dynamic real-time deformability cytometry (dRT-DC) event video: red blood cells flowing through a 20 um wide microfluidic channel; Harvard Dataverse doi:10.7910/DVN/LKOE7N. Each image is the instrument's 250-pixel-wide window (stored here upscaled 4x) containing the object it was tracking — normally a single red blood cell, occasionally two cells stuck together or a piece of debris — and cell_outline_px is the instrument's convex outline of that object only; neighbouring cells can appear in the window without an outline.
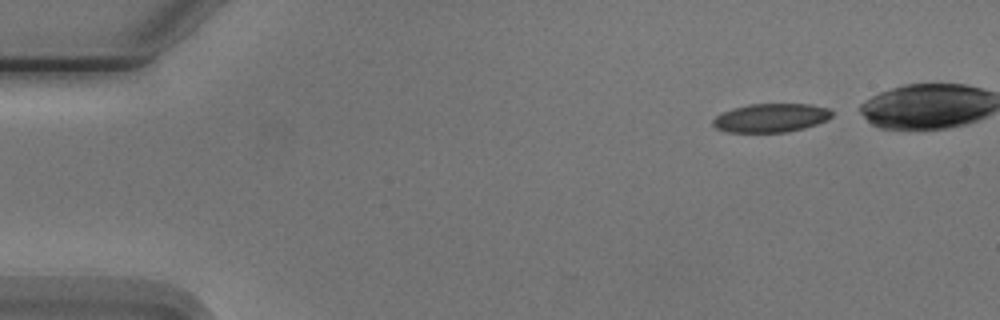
{"species": "Egyptian fruit bat (a non-hibernating species)", "species_latin": "Rousettus aegyptiacus", "temperature_condition": "cold", "stored_images_in_passage": 5, "camera_frame_rate_fps": 3000, "um_per_image_px": 0.085, "animal": {"sex": "male"}, "frame": {"image": 1, "passage_image": 1, "time_ms": 0.0, "image_size_px": [1000, 320], "cell_outline_px": [[832, 116], [828, 120], [804, 128], [784, 132], [728, 132], [716, 128], [712, 124], [712, 120], [720, 112], [748, 104], [812, 104], [828, 108], [832, 112]], "centroid_in_image_um": [65.52, 10.01], "position_along_channel_um": 19.5, "area_um2": 19.94}}